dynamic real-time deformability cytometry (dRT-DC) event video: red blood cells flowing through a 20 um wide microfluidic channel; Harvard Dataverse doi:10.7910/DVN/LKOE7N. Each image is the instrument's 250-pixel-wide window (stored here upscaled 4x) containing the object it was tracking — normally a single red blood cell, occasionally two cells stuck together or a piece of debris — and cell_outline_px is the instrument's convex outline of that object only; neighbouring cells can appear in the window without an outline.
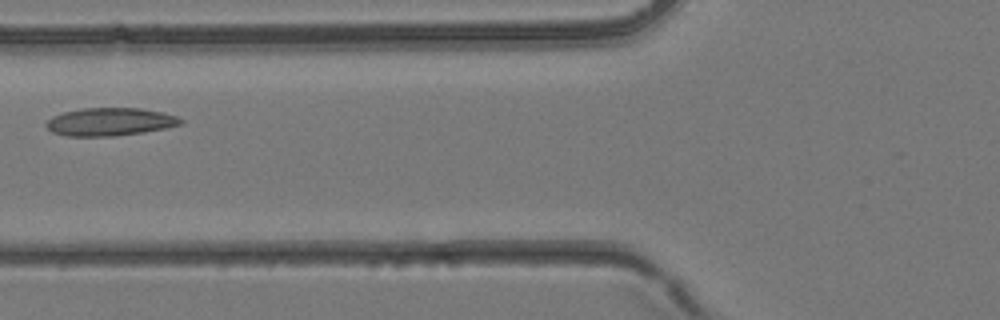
{"species": "common noctule bat (a hibernating species)", "species_latin": "Nyctalus noctula", "temperature_condition": "room temperature", "stored_images_in_passage": 3, "camera_frame_rate_fps": 3000, "um_per_image_px": 0.085, "animal": {"sex": "female", "body_mass_g": 24.6, "forearm_length_mm": 56.2}, "frame": {"image": 1, "passage_image": 3, "time_ms": 0.667, "image_size_px": [1000, 320], "cell_outline_px": [[184, 124], [144, 132], [112, 136], [68, 136], [52, 132], [44, 124], [52, 116], [64, 112], [84, 108], [140, 108], [160, 112], [176, 116], [184, 120]], "centroid_in_image_um": [9.35, 10.35], "position_along_channel_um": 116.5, "area_um2": 21.79}}